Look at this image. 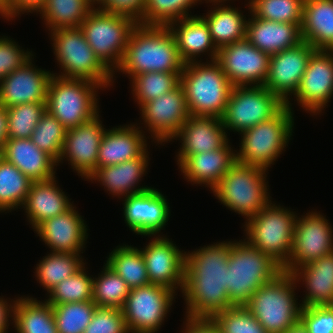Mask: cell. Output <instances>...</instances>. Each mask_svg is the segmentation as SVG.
Instances as JSON below:
<instances>
[{
    "mask_svg": "<svg viewBox=\"0 0 333 333\" xmlns=\"http://www.w3.org/2000/svg\"><path fill=\"white\" fill-rule=\"evenodd\" d=\"M17 302L16 300H13V303L8 304L5 299L0 298V333H7V329L9 326L8 321L12 318L14 319V309L15 304ZM8 324V325H7Z\"/></svg>",
    "mask_w": 333,
    "mask_h": 333,
    "instance_id": "obj_55",
    "label": "cell"
},
{
    "mask_svg": "<svg viewBox=\"0 0 333 333\" xmlns=\"http://www.w3.org/2000/svg\"><path fill=\"white\" fill-rule=\"evenodd\" d=\"M126 225L136 234L156 236L169 219L170 207L160 191L150 188L124 198Z\"/></svg>",
    "mask_w": 333,
    "mask_h": 333,
    "instance_id": "obj_21",
    "label": "cell"
},
{
    "mask_svg": "<svg viewBox=\"0 0 333 333\" xmlns=\"http://www.w3.org/2000/svg\"><path fill=\"white\" fill-rule=\"evenodd\" d=\"M80 253L51 252L37 264L36 277L41 285L49 292L54 286L75 274L84 262Z\"/></svg>",
    "mask_w": 333,
    "mask_h": 333,
    "instance_id": "obj_38",
    "label": "cell"
},
{
    "mask_svg": "<svg viewBox=\"0 0 333 333\" xmlns=\"http://www.w3.org/2000/svg\"><path fill=\"white\" fill-rule=\"evenodd\" d=\"M107 258L106 264L130 289L150 284L144 257L137 247L117 246Z\"/></svg>",
    "mask_w": 333,
    "mask_h": 333,
    "instance_id": "obj_36",
    "label": "cell"
},
{
    "mask_svg": "<svg viewBox=\"0 0 333 333\" xmlns=\"http://www.w3.org/2000/svg\"><path fill=\"white\" fill-rule=\"evenodd\" d=\"M333 94V51L316 50L295 92L298 104L313 115L326 107Z\"/></svg>",
    "mask_w": 333,
    "mask_h": 333,
    "instance_id": "obj_18",
    "label": "cell"
},
{
    "mask_svg": "<svg viewBox=\"0 0 333 333\" xmlns=\"http://www.w3.org/2000/svg\"><path fill=\"white\" fill-rule=\"evenodd\" d=\"M235 161V153L227 143L217 150L189 155L179 167L185 179L193 184H206L212 189Z\"/></svg>",
    "mask_w": 333,
    "mask_h": 333,
    "instance_id": "obj_29",
    "label": "cell"
},
{
    "mask_svg": "<svg viewBox=\"0 0 333 333\" xmlns=\"http://www.w3.org/2000/svg\"><path fill=\"white\" fill-rule=\"evenodd\" d=\"M99 114L90 121L66 131L60 156L70 161V165L81 177L88 179L97 169V158L105 128Z\"/></svg>",
    "mask_w": 333,
    "mask_h": 333,
    "instance_id": "obj_20",
    "label": "cell"
},
{
    "mask_svg": "<svg viewBox=\"0 0 333 333\" xmlns=\"http://www.w3.org/2000/svg\"><path fill=\"white\" fill-rule=\"evenodd\" d=\"M84 333H129L121 309L96 307Z\"/></svg>",
    "mask_w": 333,
    "mask_h": 333,
    "instance_id": "obj_49",
    "label": "cell"
},
{
    "mask_svg": "<svg viewBox=\"0 0 333 333\" xmlns=\"http://www.w3.org/2000/svg\"><path fill=\"white\" fill-rule=\"evenodd\" d=\"M175 293L152 283L130 289L121 308L129 333L157 332L167 317Z\"/></svg>",
    "mask_w": 333,
    "mask_h": 333,
    "instance_id": "obj_13",
    "label": "cell"
},
{
    "mask_svg": "<svg viewBox=\"0 0 333 333\" xmlns=\"http://www.w3.org/2000/svg\"><path fill=\"white\" fill-rule=\"evenodd\" d=\"M252 18L246 22V39L270 56L303 42L302 23H284Z\"/></svg>",
    "mask_w": 333,
    "mask_h": 333,
    "instance_id": "obj_25",
    "label": "cell"
},
{
    "mask_svg": "<svg viewBox=\"0 0 333 333\" xmlns=\"http://www.w3.org/2000/svg\"><path fill=\"white\" fill-rule=\"evenodd\" d=\"M154 236L141 250L150 283L162 285L173 291L184 286L185 252L167 237ZM177 285V286H176Z\"/></svg>",
    "mask_w": 333,
    "mask_h": 333,
    "instance_id": "obj_19",
    "label": "cell"
},
{
    "mask_svg": "<svg viewBox=\"0 0 333 333\" xmlns=\"http://www.w3.org/2000/svg\"><path fill=\"white\" fill-rule=\"evenodd\" d=\"M250 14L259 19L302 23L304 0H250Z\"/></svg>",
    "mask_w": 333,
    "mask_h": 333,
    "instance_id": "obj_44",
    "label": "cell"
},
{
    "mask_svg": "<svg viewBox=\"0 0 333 333\" xmlns=\"http://www.w3.org/2000/svg\"><path fill=\"white\" fill-rule=\"evenodd\" d=\"M209 63H186L180 84L191 116L221 118L233 85L216 60Z\"/></svg>",
    "mask_w": 333,
    "mask_h": 333,
    "instance_id": "obj_4",
    "label": "cell"
},
{
    "mask_svg": "<svg viewBox=\"0 0 333 333\" xmlns=\"http://www.w3.org/2000/svg\"><path fill=\"white\" fill-rule=\"evenodd\" d=\"M328 220L317 212L296 217L292 251L283 268L286 272L305 266L333 252V230Z\"/></svg>",
    "mask_w": 333,
    "mask_h": 333,
    "instance_id": "obj_14",
    "label": "cell"
},
{
    "mask_svg": "<svg viewBox=\"0 0 333 333\" xmlns=\"http://www.w3.org/2000/svg\"><path fill=\"white\" fill-rule=\"evenodd\" d=\"M12 321L17 333H58L52 306L36 298H18Z\"/></svg>",
    "mask_w": 333,
    "mask_h": 333,
    "instance_id": "obj_35",
    "label": "cell"
},
{
    "mask_svg": "<svg viewBox=\"0 0 333 333\" xmlns=\"http://www.w3.org/2000/svg\"><path fill=\"white\" fill-rule=\"evenodd\" d=\"M184 333H220L219 329L210 319L186 318Z\"/></svg>",
    "mask_w": 333,
    "mask_h": 333,
    "instance_id": "obj_53",
    "label": "cell"
},
{
    "mask_svg": "<svg viewBox=\"0 0 333 333\" xmlns=\"http://www.w3.org/2000/svg\"><path fill=\"white\" fill-rule=\"evenodd\" d=\"M31 59L0 81V106L46 102L53 73L33 67Z\"/></svg>",
    "mask_w": 333,
    "mask_h": 333,
    "instance_id": "obj_22",
    "label": "cell"
},
{
    "mask_svg": "<svg viewBox=\"0 0 333 333\" xmlns=\"http://www.w3.org/2000/svg\"><path fill=\"white\" fill-rule=\"evenodd\" d=\"M296 217L290 210L270 201L245 222L246 242L284 268L292 251Z\"/></svg>",
    "mask_w": 333,
    "mask_h": 333,
    "instance_id": "obj_8",
    "label": "cell"
},
{
    "mask_svg": "<svg viewBox=\"0 0 333 333\" xmlns=\"http://www.w3.org/2000/svg\"><path fill=\"white\" fill-rule=\"evenodd\" d=\"M210 320L220 333H268L245 306H233Z\"/></svg>",
    "mask_w": 333,
    "mask_h": 333,
    "instance_id": "obj_48",
    "label": "cell"
},
{
    "mask_svg": "<svg viewBox=\"0 0 333 333\" xmlns=\"http://www.w3.org/2000/svg\"><path fill=\"white\" fill-rule=\"evenodd\" d=\"M282 333H308V331L306 325L299 318L295 323L285 329Z\"/></svg>",
    "mask_w": 333,
    "mask_h": 333,
    "instance_id": "obj_58",
    "label": "cell"
},
{
    "mask_svg": "<svg viewBox=\"0 0 333 333\" xmlns=\"http://www.w3.org/2000/svg\"><path fill=\"white\" fill-rule=\"evenodd\" d=\"M184 65L168 26L137 24L116 70L132 78L147 72H182Z\"/></svg>",
    "mask_w": 333,
    "mask_h": 333,
    "instance_id": "obj_2",
    "label": "cell"
},
{
    "mask_svg": "<svg viewBox=\"0 0 333 333\" xmlns=\"http://www.w3.org/2000/svg\"><path fill=\"white\" fill-rule=\"evenodd\" d=\"M100 5L97 8L103 11L128 15L138 22L144 12L145 0H104Z\"/></svg>",
    "mask_w": 333,
    "mask_h": 333,
    "instance_id": "obj_52",
    "label": "cell"
},
{
    "mask_svg": "<svg viewBox=\"0 0 333 333\" xmlns=\"http://www.w3.org/2000/svg\"><path fill=\"white\" fill-rule=\"evenodd\" d=\"M245 240L231 241L226 285L234 306H245L256 290L283 271L270 256Z\"/></svg>",
    "mask_w": 333,
    "mask_h": 333,
    "instance_id": "obj_3",
    "label": "cell"
},
{
    "mask_svg": "<svg viewBox=\"0 0 333 333\" xmlns=\"http://www.w3.org/2000/svg\"><path fill=\"white\" fill-rule=\"evenodd\" d=\"M226 129L220 118L190 116L181 126L174 139L180 138L178 165L189 155L217 150L228 143Z\"/></svg>",
    "mask_w": 333,
    "mask_h": 333,
    "instance_id": "obj_24",
    "label": "cell"
},
{
    "mask_svg": "<svg viewBox=\"0 0 333 333\" xmlns=\"http://www.w3.org/2000/svg\"><path fill=\"white\" fill-rule=\"evenodd\" d=\"M285 105L264 85L233 86L220 119L225 129L241 133L272 118Z\"/></svg>",
    "mask_w": 333,
    "mask_h": 333,
    "instance_id": "obj_12",
    "label": "cell"
},
{
    "mask_svg": "<svg viewBox=\"0 0 333 333\" xmlns=\"http://www.w3.org/2000/svg\"><path fill=\"white\" fill-rule=\"evenodd\" d=\"M147 152L145 151L138 158L117 165L97 168L88 179L102 183L101 185L113 196L126 197L146 191L151 187H135L146 172L149 160Z\"/></svg>",
    "mask_w": 333,
    "mask_h": 333,
    "instance_id": "obj_32",
    "label": "cell"
},
{
    "mask_svg": "<svg viewBox=\"0 0 333 333\" xmlns=\"http://www.w3.org/2000/svg\"><path fill=\"white\" fill-rule=\"evenodd\" d=\"M301 34L315 50L333 51V0H304Z\"/></svg>",
    "mask_w": 333,
    "mask_h": 333,
    "instance_id": "obj_33",
    "label": "cell"
},
{
    "mask_svg": "<svg viewBox=\"0 0 333 333\" xmlns=\"http://www.w3.org/2000/svg\"><path fill=\"white\" fill-rule=\"evenodd\" d=\"M99 87L90 80L53 74L48 85L46 110L67 130L84 124L99 114L96 93Z\"/></svg>",
    "mask_w": 333,
    "mask_h": 333,
    "instance_id": "obj_7",
    "label": "cell"
},
{
    "mask_svg": "<svg viewBox=\"0 0 333 333\" xmlns=\"http://www.w3.org/2000/svg\"><path fill=\"white\" fill-rule=\"evenodd\" d=\"M295 282L306 283L307 294L301 307L333 305V252L305 266L293 269Z\"/></svg>",
    "mask_w": 333,
    "mask_h": 333,
    "instance_id": "obj_30",
    "label": "cell"
},
{
    "mask_svg": "<svg viewBox=\"0 0 333 333\" xmlns=\"http://www.w3.org/2000/svg\"><path fill=\"white\" fill-rule=\"evenodd\" d=\"M71 207L68 211L42 222L35 231L56 253H81L87 239V228L81 215Z\"/></svg>",
    "mask_w": 333,
    "mask_h": 333,
    "instance_id": "obj_23",
    "label": "cell"
},
{
    "mask_svg": "<svg viewBox=\"0 0 333 333\" xmlns=\"http://www.w3.org/2000/svg\"><path fill=\"white\" fill-rule=\"evenodd\" d=\"M88 1L92 4L93 7H95L94 4H101L104 0H88Z\"/></svg>",
    "mask_w": 333,
    "mask_h": 333,
    "instance_id": "obj_60",
    "label": "cell"
},
{
    "mask_svg": "<svg viewBox=\"0 0 333 333\" xmlns=\"http://www.w3.org/2000/svg\"><path fill=\"white\" fill-rule=\"evenodd\" d=\"M66 131L67 129L46 110L35 127L31 140L59 164Z\"/></svg>",
    "mask_w": 333,
    "mask_h": 333,
    "instance_id": "obj_46",
    "label": "cell"
},
{
    "mask_svg": "<svg viewBox=\"0 0 333 333\" xmlns=\"http://www.w3.org/2000/svg\"><path fill=\"white\" fill-rule=\"evenodd\" d=\"M216 61L233 86L264 85L269 73L270 55L247 39L221 47Z\"/></svg>",
    "mask_w": 333,
    "mask_h": 333,
    "instance_id": "obj_15",
    "label": "cell"
},
{
    "mask_svg": "<svg viewBox=\"0 0 333 333\" xmlns=\"http://www.w3.org/2000/svg\"><path fill=\"white\" fill-rule=\"evenodd\" d=\"M56 178L32 182L23 204L27 218L35 230L42 222L68 211L73 204L57 187Z\"/></svg>",
    "mask_w": 333,
    "mask_h": 333,
    "instance_id": "obj_31",
    "label": "cell"
},
{
    "mask_svg": "<svg viewBox=\"0 0 333 333\" xmlns=\"http://www.w3.org/2000/svg\"><path fill=\"white\" fill-rule=\"evenodd\" d=\"M47 0H13L12 1V18L19 16L21 12H40Z\"/></svg>",
    "mask_w": 333,
    "mask_h": 333,
    "instance_id": "obj_54",
    "label": "cell"
},
{
    "mask_svg": "<svg viewBox=\"0 0 333 333\" xmlns=\"http://www.w3.org/2000/svg\"><path fill=\"white\" fill-rule=\"evenodd\" d=\"M300 319L308 333H333V305L302 307Z\"/></svg>",
    "mask_w": 333,
    "mask_h": 333,
    "instance_id": "obj_51",
    "label": "cell"
},
{
    "mask_svg": "<svg viewBox=\"0 0 333 333\" xmlns=\"http://www.w3.org/2000/svg\"><path fill=\"white\" fill-rule=\"evenodd\" d=\"M221 5L216 6L214 10L206 16H201L209 27V31L215 46L220 49L246 39L247 20L237 8Z\"/></svg>",
    "mask_w": 333,
    "mask_h": 333,
    "instance_id": "obj_34",
    "label": "cell"
},
{
    "mask_svg": "<svg viewBox=\"0 0 333 333\" xmlns=\"http://www.w3.org/2000/svg\"><path fill=\"white\" fill-rule=\"evenodd\" d=\"M93 278L88 276L85 267L70 277L66 278L48 293L49 298L46 300L51 306L70 303L85 302L92 300Z\"/></svg>",
    "mask_w": 333,
    "mask_h": 333,
    "instance_id": "obj_45",
    "label": "cell"
},
{
    "mask_svg": "<svg viewBox=\"0 0 333 333\" xmlns=\"http://www.w3.org/2000/svg\"><path fill=\"white\" fill-rule=\"evenodd\" d=\"M181 72H147L132 77V91L141 107L180 84Z\"/></svg>",
    "mask_w": 333,
    "mask_h": 333,
    "instance_id": "obj_41",
    "label": "cell"
},
{
    "mask_svg": "<svg viewBox=\"0 0 333 333\" xmlns=\"http://www.w3.org/2000/svg\"><path fill=\"white\" fill-rule=\"evenodd\" d=\"M8 139V114L7 108L0 106V149Z\"/></svg>",
    "mask_w": 333,
    "mask_h": 333,
    "instance_id": "obj_56",
    "label": "cell"
},
{
    "mask_svg": "<svg viewBox=\"0 0 333 333\" xmlns=\"http://www.w3.org/2000/svg\"><path fill=\"white\" fill-rule=\"evenodd\" d=\"M45 111L46 102L25 103L7 108L8 138H31Z\"/></svg>",
    "mask_w": 333,
    "mask_h": 333,
    "instance_id": "obj_47",
    "label": "cell"
},
{
    "mask_svg": "<svg viewBox=\"0 0 333 333\" xmlns=\"http://www.w3.org/2000/svg\"><path fill=\"white\" fill-rule=\"evenodd\" d=\"M200 0H145L144 12L138 24L144 26H168L170 23L190 17L189 9Z\"/></svg>",
    "mask_w": 333,
    "mask_h": 333,
    "instance_id": "obj_42",
    "label": "cell"
},
{
    "mask_svg": "<svg viewBox=\"0 0 333 333\" xmlns=\"http://www.w3.org/2000/svg\"><path fill=\"white\" fill-rule=\"evenodd\" d=\"M137 24L128 15L94 8L82 22L80 29L99 60L114 74Z\"/></svg>",
    "mask_w": 333,
    "mask_h": 333,
    "instance_id": "obj_11",
    "label": "cell"
},
{
    "mask_svg": "<svg viewBox=\"0 0 333 333\" xmlns=\"http://www.w3.org/2000/svg\"><path fill=\"white\" fill-rule=\"evenodd\" d=\"M3 159V149H0V161Z\"/></svg>",
    "mask_w": 333,
    "mask_h": 333,
    "instance_id": "obj_61",
    "label": "cell"
},
{
    "mask_svg": "<svg viewBox=\"0 0 333 333\" xmlns=\"http://www.w3.org/2000/svg\"><path fill=\"white\" fill-rule=\"evenodd\" d=\"M3 158L15 165L33 182L47 181L55 176L57 162L40 150L31 138H8L3 146Z\"/></svg>",
    "mask_w": 333,
    "mask_h": 333,
    "instance_id": "obj_26",
    "label": "cell"
},
{
    "mask_svg": "<svg viewBox=\"0 0 333 333\" xmlns=\"http://www.w3.org/2000/svg\"><path fill=\"white\" fill-rule=\"evenodd\" d=\"M96 307L92 300L52 306L58 333H84Z\"/></svg>",
    "mask_w": 333,
    "mask_h": 333,
    "instance_id": "obj_43",
    "label": "cell"
},
{
    "mask_svg": "<svg viewBox=\"0 0 333 333\" xmlns=\"http://www.w3.org/2000/svg\"><path fill=\"white\" fill-rule=\"evenodd\" d=\"M295 285L293 276L283 270L256 290L245 305L268 333H282L300 318L302 307L295 299Z\"/></svg>",
    "mask_w": 333,
    "mask_h": 333,
    "instance_id": "obj_6",
    "label": "cell"
},
{
    "mask_svg": "<svg viewBox=\"0 0 333 333\" xmlns=\"http://www.w3.org/2000/svg\"><path fill=\"white\" fill-rule=\"evenodd\" d=\"M200 1H201V0H200ZM205 1H207V3H208V2H211V3L213 2L214 5H215V4L219 5V3H221V2L224 3V2L227 1V0H205ZM218 2H219V3H218Z\"/></svg>",
    "mask_w": 333,
    "mask_h": 333,
    "instance_id": "obj_59",
    "label": "cell"
},
{
    "mask_svg": "<svg viewBox=\"0 0 333 333\" xmlns=\"http://www.w3.org/2000/svg\"><path fill=\"white\" fill-rule=\"evenodd\" d=\"M134 125L105 130L99 146L97 168L140 157L147 149L142 130Z\"/></svg>",
    "mask_w": 333,
    "mask_h": 333,
    "instance_id": "obj_27",
    "label": "cell"
},
{
    "mask_svg": "<svg viewBox=\"0 0 333 333\" xmlns=\"http://www.w3.org/2000/svg\"><path fill=\"white\" fill-rule=\"evenodd\" d=\"M316 50L308 43L285 49L270 56L269 73L264 86L290 109L289 97L297 91L308 61Z\"/></svg>",
    "mask_w": 333,
    "mask_h": 333,
    "instance_id": "obj_17",
    "label": "cell"
},
{
    "mask_svg": "<svg viewBox=\"0 0 333 333\" xmlns=\"http://www.w3.org/2000/svg\"><path fill=\"white\" fill-rule=\"evenodd\" d=\"M168 28L174 35L179 55L185 64L196 62L200 53L209 50L211 61L217 59L219 49L215 46L209 27L201 16L185 17L170 23Z\"/></svg>",
    "mask_w": 333,
    "mask_h": 333,
    "instance_id": "obj_28",
    "label": "cell"
},
{
    "mask_svg": "<svg viewBox=\"0 0 333 333\" xmlns=\"http://www.w3.org/2000/svg\"><path fill=\"white\" fill-rule=\"evenodd\" d=\"M95 7L88 0H47L40 11L49 31L78 28Z\"/></svg>",
    "mask_w": 333,
    "mask_h": 333,
    "instance_id": "obj_37",
    "label": "cell"
},
{
    "mask_svg": "<svg viewBox=\"0 0 333 333\" xmlns=\"http://www.w3.org/2000/svg\"><path fill=\"white\" fill-rule=\"evenodd\" d=\"M12 1L0 0V15L5 19H12Z\"/></svg>",
    "mask_w": 333,
    "mask_h": 333,
    "instance_id": "obj_57",
    "label": "cell"
},
{
    "mask_svg": "<svg viewBox=\"0 0 333 333\" xmlns=\"http://www.w3.org/2000/svg\"><path fill=\"white\" fill-rule=\"evenodd\" d=\"M266 172L263 167L235 161L211 190L224 206L249 219L271 201Z\"/></svg>",
    "mask_w": 333,
    "mask_h": 333,
    "instance_id": "obj_5",
    "label": "cell"
},
{
    "mask_svg": "<svg viewBox=\"0 0 333 333\" xmlns=\"http://www.w3.org/2000/svg\"><path fill=\"white\" fill-rule=\"evenodd\" d=\"M32 57L31 52L20 49L10 38H0V81Z\"/></svg>",
    "mask_w": 333,
    "mask_h": 333,
    "instance_id": "obj_50",
    "label": "cell"
},
{
    "mask_svg": "<svg viewBox=\"0 0 333 333\" xmlns=\"http://www.w3.org/2000/svg\"><path fill=\"white\" fill-rule=\"evenodd\" d=\"M139 108L146 127L158 143L171 141L191 116L181 84Z\"/></svg>",
    "mask_w": 333,
    "mask_h": 333,
    "instance_id": "obj_16",
    "label": "cell"
},
{
    "mask_svg": "<svg viewBox=\"0 0 333 333\" xmlns=\"http://www.w3.org/2000/svg\"><path fill=\"white\" fill-rule=\"evenodd\" d=\"M285 105L275 116L240 134V150L235 153L238 162L268 170L280 156L292 135L293 112Z\"/></svg>",
    "mask_w": 333,
    "mask_h": 333,
    "instance_id": "obj_10",
    "label": "cell"
},
{
    "mask_svg": "<svg viewBox=\"0 0 333 333\" xmlns=\"http://www.w3.org/2000/svg\"><path fill=\"white\" fill-rule=\"evenodd\" d=\"M231 242L200 247L185 252L184 286L186 317L210 319L234 305L228 297L227 266Z\"/></svg>",
    "mask_w": 333,
    "mask_h": 333,
    "instance_id": "obj_1",
    "label": "cell"
},
{
    "mask_svg": "<svg viewBox=\"0 0 333 333\" xmlns=\"http://www.w3.org/2000/svg\"><path fill=\"white\" fill-rule=\"evenodd\" d=\"M54 54L63 73L59 77L85 79L106 88L114 74L99 60L78 28H59L50 32Z\"/></svg>",
    "mask_w": 333,
    "mask_h": 333,
    "instance_id": "obj_9",
    "label": "cell"
},
{
    "mask_svg": "<svg viewBox=\"0 0 333 333\" xmlns=\"http://www.w3.org/2000/svg\"><path fill=\"white\" fill-rule=\"evenodd\" d=\"M32 182L3 158L0 161V212L23 206Z\"/></svg>",
    "mask_w": 333,
    "mask_h": 333,
    "instance_id": "obj_39",
    "label": "cell"
},
{
    "mask_svg": "<svg viewBox=\"0 0 333 333\" xmlns=\"http://www.w3.org/2000/svg\"><path fill=\"white\" fill-rule=\"evenodd\" d=\"M98 278H93L92 301L97 307L121 309L130 288L106 263Z\"/></svg>",
    "mask_w": 333,
    "mask_h": 333,
    "instance_id": "obj_40",
    "label": "cell"
}]
</instances>
